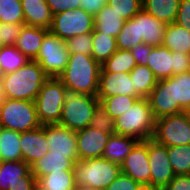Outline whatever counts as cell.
Segmentation results:
<instances>
[{"mask_svg": "<svg viewBox=\"0 0 190 190\" xmlns=\"http://www.w3.org/2000/svg\"><path fill=\"white\" fill-rule=\"evenodd\" d=\"M101 64L92 55L70 53L68 64L59 76L68 91L96 96Z\"/></svg>", "mask_w": 190, "mask_h": 190, "instance_id": "6da1fadb", "label": "cell"}, {"mask_svg": "<svg viewBox=\"0 0 190 190\" xmlns=\"http://www.w3.org/2000/svg\"><path fill=\"white\" fill-rule=\"evenodd\" d=\"M49 77L35 60H30L15 72L2 75L5 98L35 101L41 86Z\"/></svg>", "mask_w": 190, "mask_h": 190, "instance_id": "7a4b0ae2", "label": "cell"}, {"mask_svg": "<svg viewBox=\"0 0 190 190\" xmlns=\"http://www.w3.org/2000/svg\"><path fill=\"white\" fill-rule=\"evenodd\" d=\"M115 134L131 136L139 141L153 137L155 118L148 98H138L132 107L115 120Z\"/></svg>", "mask_w": 190, "mask_h": 190, "instance_id": "3957f363", "label": "cell"}, {"mask_svg": "<svg viewBox=\"0 0 190 190\" xmlns=\"http://www.w3.org/2000/svg\"><path fill=\"white\" fill-rule=\"evenodd\" d=\"M73 173L76 186L105 190L122 172L121 165L100 157L78 160Z\"/></svg>", "mask_w": 190, "mask_h": 190, "instance_id": "277c9868", "label": "cell"}, {"mask_svg": "<svg viewBox=\"0 0 190 190\" xmlns=\"http://www.w3.org/2000/svg\"><path fill=\"white\" fill-rule=\"evenodd\" d=\"M96 96L66 91L59 125L78 131L89 126L96 106L99 104Z\"/></svg>", "mask_w": 190, "mask_h": 190, "instance_id": "5b68a950", "label": "cell"}, {"mask_svg": "<svg viewBox=\"0 0 190 190\" xmlns=\"http://www.w3.org/2000/svg\"><path fill=\"white\" fill-rule=\"evenodd\" d=\"M66 91L65 85L59 78H48L41 86L34 101L41 125L59 123Z\"/></svg>", "mask_w": 190, "mask_h": 190, "instance_id": "8992f818", "label": "cell"}, {"mask_svg": "<svg viewBox=\"0 0 190 190\" xmlns=\"http://www.w3.org/2000/svg\"><path fill=\"white\" fill-rule=\"evenodd\" d=\"M0 121L5 129L26 132L41 126L34 101L5 98L0 104Z\"/></svg>", "mask_w": 190, "mask_h": 190, "instance_id": "52a82bcc", "label": "cell"}, {"mask_svg": "<svg viewBox=\"0 0 190 190\" xmlns=\"http://www.w3.org/2000/svg\"><path fill=\"white\" fill-rule=\"evenodd\" d=\"M152 139L166 147L190 144V117L187 111L155 119Z\"/></svg>", "mask_w": 190, "mask_h": 190, "instance_id": "ba28073f", "label": "cell"}, {"mask_svg": "<svg viewBox=\"0 0 190 190\" xmlns=\"http://www.w3.org/2000/svg\"><path fill=\"white\" fill-rule=\"evenodd\" d=\"M69 55L66 42L49 31L34 60L40 64L49 78H59L68 64Z\"/></svg>", "mask_w": 190, "mask_h": 190, "instance_id": "9c48e42d", "label": "cell"}, {"mask_svg": "<svg viewBox=\"0 0 190 190\" xmlns=\"http://www.w3.org/2000/svg\"><path fill=\"white\" fill-rule=\"evenodd\" d=\"M94 26V16L76 8L53 15L49 31L66 41L77 35L92 33Z\"/></svg>", "mask_w": 190, "mask_h": 190, "instance_id": "30bf717a", "label": "cell"}, {"mask_svg": "<svg viewBox=\"0 0 190 190\" xmlns=\"http://www.w3.org/2000/svg\"><path fill=\"white\" fill-rule=\"evenodd\" d=\"M148 159L151 169L150 186L163 190L176 176L169 161L167 147L152 138L148 139Z\"/></svg>", "mask_w": 190, "mask_h": 190, "instance_id": "8fae6325", "label": "cell"}, {"mask_svg": "<svg viewBox=\"0 0 190 190\" xmlns=\"http://www.w3.org/2000/svg\"><path fill=\"white\" fill-rule=\"evenodd\" d=\"M121 172L138 182L142 187L150 186V163L148 139L139 141L121 164Z\"/></svg>", "mask_w": 190, "mask_h": 190, "instance_id": "7c38bea8", "label": "cell"}, {"mask_svg": "<svg viewBox=\"0 0 190 190\" xmlns=\"http://www.w3.org/2000/svg\"><path fill=\"white\" fill-rule=\"evenodd\" d=\"M51 154L65 155L74 162L78 161L76 131L59 124L42 125Z\"/></svg>", "mask_w": 190, "mask_h": 190, "instance_id": "4fadbf2b", "label": "cell"}, {"mask_svg": "<svg viewBox=\"0 0 190 190\" xmlns=\"http://www.w3.org/2000/svg\"><path fill=\"white\" fill-rule=\"evenodd\" d=\"M110 136L89 126L76 131L78 160L102 157Z\"/></svg>", "mask_w": 190, "mask_h": 190, "instance_id": "5bb4252c", "label": "cell"}, {"mask_svg": "<svg viewBox=\"0 0 190 190\" xmlns=\"http://www.w3.org/2000/svg\"><path fill=\"white\" fill-rule=\"evenodd\" d=\"M114 95L141 98L135 91L130 73H100L96 97L98 99H104Z\"/></svg>", "mask_w": 190, "mask_h": 190, "instance_id": "9a60e30c", "label": "cell"}, {"mask_svg": "<svg viewBox=\"0 0 190 190\" xmlns=\"http://www.w3.org/2000/svg\"><path fill=\"white\" fill-rule=\"evenodd\" d=\"M22 160L30 167L49 151L46 133L42 125L36 129L21 132Z\"/></svg>", "mask_w": 190, "mask_h": 190, "instance_id": "2e32d148", "label": "cell"}, {"mask_svg": "<svg viewBox=\"0 0 190 190\" xmlns=\"http://www.w3.org/2000/svg\"><path fill=\"white\" fill-rule=\"evenodd\" d=\"M137 21L138 40L151 46H161L166 24L148 14L143 8L134 16Z\"/></svg>", "mask_w": 190, "mask_h": 190, "instance_id": "e0dca14e", "label": "cell"}, {"mask_svg": "<svg viewBox=\"0 0 190 190\" xmlns=\"http://www.w3.org/2000/svg\"><path fill=\"white\" fill-rule=\"evenodd\" d=\"M16 183H37V179L23 160L3 161L0 168V190H9Z\"/></svg>", "mask_w": 190, "mask_h": 190, "instance_id": "ac0fdd59", "label": "cell"}, {"mask_svg": "<svg viewBox=\"0 0 190 190\" xmlns=\"http://www.w3.org/2000/svg\"><path fill=\"white\" fill-rule=\"evenodd\" d=\"M147 98L155 119L173 115L171 77L157 81V84Z\"/></svg>", "mask_w": 190, "mask_h": 190, "instance_id": "d6986e66", "label": "cell"}, {"mask_svg": "<svg viewBox=\"0 0 190 190\" xmlns=\"http://www.w3.org/2000/svg\"><path fill=\"white\" fill-rule=\"evenodd\" d=\"M24 24L50 29L53 13L46 0H21Z\"/></svg>", "mask_w": 190, "mask_h": 190, "instance_id": "ffe728a7", "label": "cell"}, {"mask_svg": "<svg viewBox=\"0 0 190 190\" xmlns=\"http://www.w3.org/2000/svg\"><path fill=\"white\" fill-rule=\"evenodd\" d=\"M74 164L75 162L65 155L51 154V151H48L30 168L32 175L38 180L40 177L54 172H73Z\"/></svg>", "mask_w": 190, "mask_h": 190, "instance_id": "44dd1931", "label": "cell"}, {"mask_svg": "<svg viewBox=\"0 0 190 190\" xmlns=\"http://www.w3.org/2000/svg\"><path fill=\"white\" fill-rule=\"evenodd\" d=\"M48 32L49 30L46 28L24 25L20 36L17 38L15 46L27 58L34 60L37 57L42 41Z\"/></svg>", "mask_w": 190, "mask_h": 190, "instance_id": "7402d4cb", "label": "cell"}, {"mask_svg": "<svg viewBox=\"0 0 190 190\" xmlns=\"http://www.w3.org/2000/svg\"><path fill=\"white\" fill-rule=\"evenodd\" d=\"M138 142L131 136L113 134L108 139L102 158L121 165Z\"/></svg>", "mask_w": 190, "mask_h": 190, "instance_id": "603a6c76", "label": "cell"}, {"mask_svg": "<svg viewBox=\"0 0 190 190\" xmlns=\"http://www.w3.org/2000/svg\"><path fill=\"white\" fill-rule=\"evenodd\" d=\"M147 66L153 71L158 81L172 77V51L163 45L153 47L149 55Z\"/></svg>", "mask_w": 190, "mask_h": 190, "instance_id": "cb8c5ba5", "label": "cell"}, {"mask_svg": "<svg viewBox=\"0 0 190 190\" xmlns=\"http://www.w3.org/2000/svg\"><path fill=\"white\" fill-rule=\"evenodd\" d=\"M173 114L190 111V72L171 77Z\"/></svg>", "mask_w": 190, "mask_h": 190, "instance_id": "d4e9b609", "label": "cell"}, {"mask_svg": "<svg viewBox=\"0 0 190 190\" xmlns=\"http://www.w3.org/2000/svg\"><path fill=\"white\" fill-rule=\"evenodd\" d=\"M125 20L119 17V13L107 3L94 16V29L108 36H116L121 32Z\"/></svg>", "mask_w": 190, "mask_h": 190, "instance_id": "484cf974", "label": "cell"}, {"mask_svg": "<svg viewBox=\"0 0 190 190\" xmlns=\"http://www.w3.org/2000/svg\"><path fill=\"white\" fill-rule=\"evenodd\" d=\"M181 0H142V8L166 25L174 23Z\"/></svg>", "mask_w": 190, "mask_h": 190, "instance_id": "4316f807", "label": "cell"}, {"mask_svg": "<svg viewBox=\"0 0 190 190\" xmlns=\"http://www.w3.org/2000/svg\"><path fill=\"white\" fill-rule=\"evenodd\" d=\"M162 45L171 51L190 54V32L176 23L168 24Z\"/></svg>", "mask_w": 190, "mask_h": 190, "instance_id": "83f0119b", "label": "cell"}, {"mask_svg": "<svg viewBox=\"0 0 190 190\" xmlns=\"http://www.w3.org/2000/svg\"><path fill=\"white\" fill-rule=\"evenodd\" d=\"M21 133L14 130L3 129L0 133V160L20 161L22 151L20 145Z\"/></svg>", "mask_w": 190, "mask_h": 190, "instance_id": "f1b7e54d", "label": "cell"}, {"mask_svg": "<svg viewBox=\"0 0 190 190\" xmlns=\"http://www.w3.org/2000/svg\"><path fill=\"white\" fill-rule=\"evenodd\" d=\"M73 172H54L37 180V190H75Z\"/></svg>", "mask_w": 190, "mask_h": 190, "instance_id": "f546056e", "label": "cell"}, {"mask_svg": "<svg viewBox=\"0 0 190 190\" xmlns=\"http://www.w3.org/2000/svg\"><path fill=\"white\" fill-rule=\"evenodd\" d=\"M135 58L130 50L117 51L101 65L100 73H130L136 66Z\"/></svg>", "mask_w": 190, "mask_h": 190, "instance_id": "4dcf8cb0", "label": "cell"}, {"mask_svg": "<svg viewBox=\"0 0 190 190\" xmlns=\"http://www.w3.org/2000/svg\"><path fill=\"white\" fill-rule=\"evenodd\" d=\"M130 78L132 80L135 91L141 97H148L155 85L157 79L155 78L153 71L148 66L136 65L130 71Z\"/></svg>", "mask_w": 190, "mask_h": 190, "instance_id": "1f68e13d", "label": "cell"}, {"mask_svg": "<svg viewBox=\"0 0 190 190\" xmlns=\"http://www.w3.org/2000/svg\"><path fill=\"white\" fill-rule=\"evenodd\" d=\"M92 39V57L102 65L117 51L116 38L102 34L94 29Z\"/></svg>", "mask_w": 190, "mask_h": 190, "instance_id": "d6a6232c", "label": "cell"}, {"mask_svg": "<svg viewBox=\"0 0 190 190\" xmlns=\"http://www.w3.org/2000/svg\"><path fill=\"white\" fill-rule=\"evenodd\" d=\"M27 58L16 46H2L0 48V73L1 75L15 72L20 67L29 62Z\"/></svg>", "mask_w": 190, "mask_h": 190, "instance_id": "836d02e7", "label": "cell"}, {"mask_svg": "<svg viewBox=\"0 0 190 190\" xmlns=\"http://www.w3.org/2000/svg\"><path fill=\"white\" fill-rule=\"evenodd\" d=\"M167 153L176 175L190 174V144L167 147Z\"/></svg>", "mask_w": 190, "mask_h": 190, "instance_id": "e575fe53", "label": "cell"}, {"mask_svg": "<svg viewBox=\"0 0 190 190\" xmlns=\"http://www.w3.org/2000/svg\"><path fill=\"white\" fill-rule=\"evenodd\" d=\"M137 99L138 98L133 96L114 95L99 99V102L106 109L107 113L115 120L117 117L125 113L128 108L132 107Z\"/></svg>", "mask_w": 190, "mask_h": 190, "instance_id": "d590c367", "label": "cell"}, {"mask_svg": "<svg viewBox=\"0 0 190 190\" xmlns=\"http://www.w3.org/2000/svg\"><path fill=\"white\" fill-rule=\"evenodd\" d=\"M144 43L138 40L137 21L132 17L125 21L121 32L116 36L117 49L131 50L137 44Z\"/></svg>", "mask_w": 190, "mask_h": 190, "instance_id": "8d00e7d4", "label": "cell"}, {"mask_svg": "<svg viewBox=\"0 0 190 190\" xmlns=\"http://www.w3.org/2000/svg\"><path fill=\"white\" fill-rule=\"evenodd\" d=\"M0 22L24 24L21 0H0Z\"/></svg>", "mask_w": 190, "mask_h": 190, "instance_id": "74e56055", "label": "cell"}, {"mask_svg": "<svg viewBox=\"0 0 190 190\" xmlns=\"http://www.w3.org/2000/svg\"><path fill=\"white\" fill-rule=\"evenodd\" d=\"M89 127L98 129L101 132L108 134H115V122L114 119L107 113L106 109L101 103H99L94 111V115L90 120Z\"/></svg>", "mask_w": 190, "mask_h": 190, "instance_id": "f35d334b", "label": "cell"}, {"mask_svg": "<svg viewBox=\"0 0 190 190\" xmlns=\"http://www.w3.org/2000/svg\"><path fill=\"white\" fill-rule=\"evenodd\" d=\"M107 4L125 21L134 17L142 9V0H107Z\"/></svg>", "mask_w": 190, "mask_h": 190, "instance_id": "ab89813d", "label": "cell"}, {"mask_svg": "<svg viewBox=\"0 0 190 190\" xmlns=\"http://www.w3.org/2000/svg\"><path fill=\"white\" fill-rule=\"evenodd\" d=\"M67 49L70 53H81L84 55H92L93 39L92 33L77 35L65 41Z\"/></svg>", "mask_w": 190, "mask_h": 190, "instance_id": "60d3db41", "label": "cell"}, {"mask_svg": "<svg viewBox=\"0 0 190 190\" xmlns=\"http://www.w3.org/2000/svg\"><path fill=\"white\" fill-rule=\"evenodd\" d=\"M24 25L0 22V45L14 46Z\"/></svg>", "mask_w": 190, "mask_h": 190, "instance_id": "b9f144b4", "label": "cell"}, {"mask_svg": "<svg viewBox=\"0 0 190 190\" xmlns=\"http://www.w3.org/2000/svg\"><path fill=\"white\" fill-rule=\"evenodd\" d=\"M141 188L138 182L121 173L105 190H140Z\"/></svg>", "mask_w": 190, "mask_h": 190, "instance_id": "7bdbcfd3", "label": "cell"}, {"mask_svg": "<svg viewBox=\"0 0 190 190\" xmlns=\"http://www.w3.org/2000/svg\"><path fill=\"white\" fill-rule=\"evenodd\" d=\"M173 75L190 72V55L172 51Z\"/></svg>", "mask_w": 190, "mask_h": 190, "instance_id": "ee69618b", "label": "cell"}, {"mask_svg": "<svg viewBox=\"0 0 190 190\" xmlns=\"http://www.w3.org/2000/svg\"><path fill=\"white\" fill-rule=\"evenodd\" d=\"M190 32V0H181L175 22Z\"/></svg>", "mask_w": 190, "mask_h": 190, "instance_id": "f6af8a7d", "label": "cell"}, {"mask_svg": "<svg viewBox=\"0 0 190 190\" xmlns=\"http://www.w3.org/2000/svg\"><path fill=\"white\" fill-rule=\"evenodd\" d=\"M53 15L70 10L80 8L81 0H46Z\"/></svg>", "mask_w": 190, "mask_h": 190, "instance_id": "bcb514c9", "label": "cell"}, {"mask_svg": "<svg viewBox=\"0 0 190 190\" xmlns=\"http://www.w3.org/2000/svg\"><path fill=\"white\" fill-rule=\"evenodd\" d=\"M153 47L154 46L148 45L146 43H140L130 50L137 65L147 66L149 55Z\"/></svg>", "mask_w": 190, "mask_h": 190, "instance_id": "7dc6e473", "label": "cell"}, {"mask_svg": "<svg viewBox=\"0 0 190 190\" xmlns=\"http://www.w3.org/2000/svg\"><path fill=\"white\" fill-rule=\"evenodd\" d=\"M163 190H190V174L176 175Z\"/></svg>", "mask_w": 190, "mask_h": 190, "instance_id": "c3c4849f", "label": "cell"}, {"mask_svg": "<svg viewBox=\"0 0 190 190\" xmlns=\"http://www.w3.org/2000/svg\"><path fill=\"white\" fill-rule=\"evenodd\" d=\"M106 3L107 0H81L80 8L95 16Z\"/></svg>", "mask_w": 190, "mask_h": 190, "instance_id": "681fc988", "label": "cell"}, {"mask_svg": "<svg viewBox=\"0 0 190 190\" xmlns=\"http://www.w3.org/2000/svg\"><path fill=\"white\" fill-rule=\"evenodd\" d=\"M9 190H37V183H16Z\"/></svg>", "mask_w": 190, "mask_h": 190, "instance_id": "f907efd6", "label": "cell"}, {"mask_svg": "<svg viewBox=\"0 0 190 190\" xmlns=\"http://www.w3.org/2000/svg\"><path fill=\"white\" fill-rule=\"evenodd\" d=\"M4 91H3V83H2V75H0V104L4 101Z\"/></svg>", "mask_w": 190, "mask_h": 190, "instance_id": "816d5d0a", "label": "cell"}, {"mask_svg": "<svg viewBox=\"0 0 190 190\" xmlns=\"http://www.w3.org/2000/svg\"><path fill=\"white\" fill-rule=\"evenodd\" d=\"M75 190H95V189L87 186H76Z\"/></svg>", "mask_w": 190, "mask_h": 190, "instance_id": "f5cc1de1", "label": "cell"}, {"mask_svg": "<svg viewBox=\"0 0 190 190\" xmlns=\"http://www.w3.org/2000/svg\"><path fill=\"white\" fill-rule=\"evenodd\" d=\"M140 190H162L160 188L151 187V186H144Z\"/></svg>", "mask_w": 190, "mask_h": 190, "instance_id": "db71d44e", "label": "cell"}, {"mask_svg": "<svg viewBox=\"0 0 190 190\" xmlns=\"http://www.w3.org/2000/svg\"><path fill=\"white\" fill-rule=\"evenodd\" d=\"M4 129L2 122L0 121V133L2 132V130Z\"/></svg>", "mask_w": 190, "mask_h": 190, "instance_id": "11a10c76", "label": "cell"}]
</instances>
